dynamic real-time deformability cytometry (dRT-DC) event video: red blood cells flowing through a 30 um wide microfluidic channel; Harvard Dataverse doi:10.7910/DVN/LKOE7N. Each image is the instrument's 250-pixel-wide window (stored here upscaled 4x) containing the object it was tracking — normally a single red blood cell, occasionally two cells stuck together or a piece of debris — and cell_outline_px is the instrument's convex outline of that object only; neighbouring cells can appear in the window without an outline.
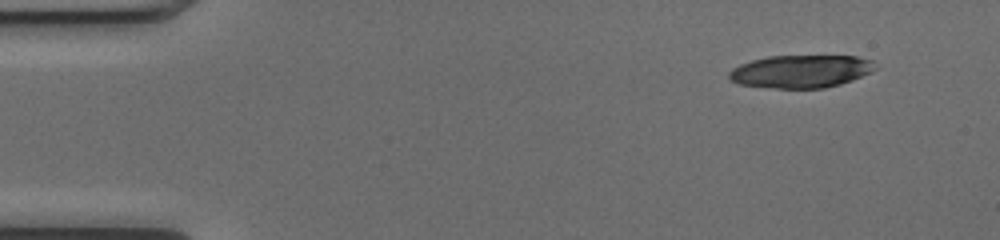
{"species": "common noctule bat (a hibernating species)", "species_latin": "Nyctalus noctula", "temperature_condition": "cold", "stored_images_in_passage": 10, "camera_frame_rate_fps": 3000, "um_per_image_px": 0.085, "animal": {"sex": "female", "body_mass_g": 17.0, "forearm_length_mm": 48.0}, "frame": {"image": 1, "passage_image": 10, "time_ms": 3.0, "image_size_px": [1000, 240], "cell_outline_px": [[876, 68], [852, 80], [840, 84], [824, 88], [776, 88], [740, 84], [732, 80], [728, 76], [728, 72], [732, 68], [740, 64], [752, 60], [768, 56], [856, 56], [872, 60]], "centroid_in_image_um": [68.05, 6.06], "position_along_channel_um": 17.0, "area_um2": 27.69}}